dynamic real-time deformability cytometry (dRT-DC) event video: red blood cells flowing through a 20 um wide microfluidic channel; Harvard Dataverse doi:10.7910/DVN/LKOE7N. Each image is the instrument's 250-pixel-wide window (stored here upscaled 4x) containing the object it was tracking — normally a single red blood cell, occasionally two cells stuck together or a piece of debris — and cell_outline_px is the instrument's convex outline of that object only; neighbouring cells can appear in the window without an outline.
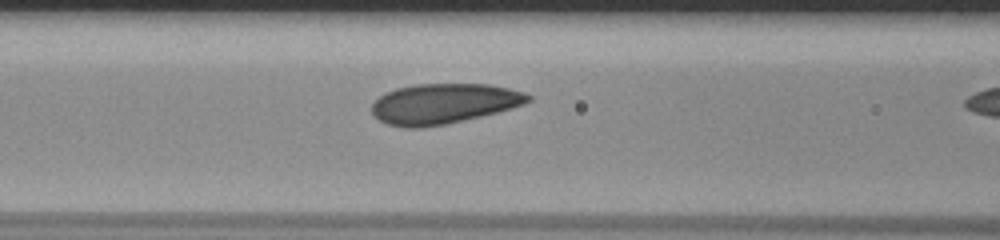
{"species": "human", "species_latin": "Homo sapiens", "temperature_condition": "room temperature", "stored_images_in_passage": 39, "camera_frame_rate_fps": 3000, "um_per_image_px": 0.085, "donor": {"sex": "male"}, "frame": {"image": 1, "passage_image": 18, "time_ms": 5.667, "image_size_px": [1000, 240], "cell_outline_px": [[532, 100], [524, 104], [512, 108], [480, 116], [444, 124], [420, 128], [404, 128], [388, 124], [380, 120], [372, 112], [372, 104], [380, 96], [396, 88], [416, 84], [488, 84], [508, 88], [524, 92], [532, 96]], "centroid_in_image_um": [37.72, 8.8], "position_along_channel_um": 128.9, "area_um2": 36.36}}
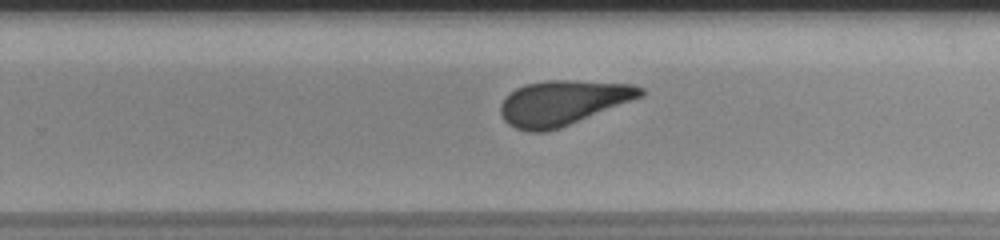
{"frame": {"image": 2, "passage_image": 30, "time_ms": 9.667, "image_size_px": [1000, 240], "cell_outline_px": [[644, 96], [560, 128], [548, 132], [528, 132], [516, 128], [508, 124], [504, 120], [500, 112], [500, 104], [516, 88], [524, 84], [548, 80], [568, 80], [632, 84], [644, 88]], "centroid_in_image_um": [47.84, 8.74], "position_along_channel_um": 282.0, "area_um2": 36.53}}
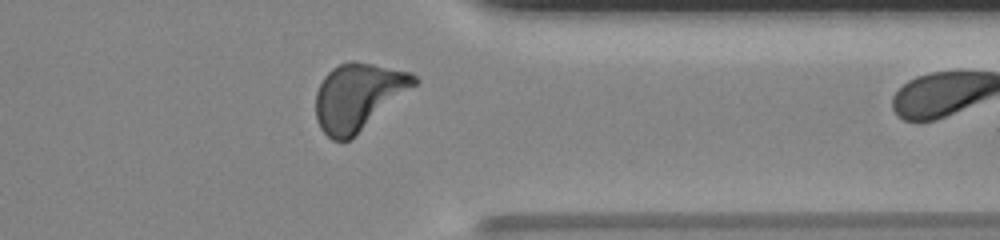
{"frame": {"image": 3, "passage_image": 38, "time_ms": 12.333, "image_size_px": [1000, 240], "cell_outline_px": [[420, 80], [416, 84], [348, 140], [332, 140], [320, 128], [316, 120], [316, 92], [324, 76], [332, 68], [340, 64], [352, 60], [412, 72]], "centroid_in_image_um": [30.41, 8.18], "position_along_channel_um": 381.0, "area_um2": 37.57}}